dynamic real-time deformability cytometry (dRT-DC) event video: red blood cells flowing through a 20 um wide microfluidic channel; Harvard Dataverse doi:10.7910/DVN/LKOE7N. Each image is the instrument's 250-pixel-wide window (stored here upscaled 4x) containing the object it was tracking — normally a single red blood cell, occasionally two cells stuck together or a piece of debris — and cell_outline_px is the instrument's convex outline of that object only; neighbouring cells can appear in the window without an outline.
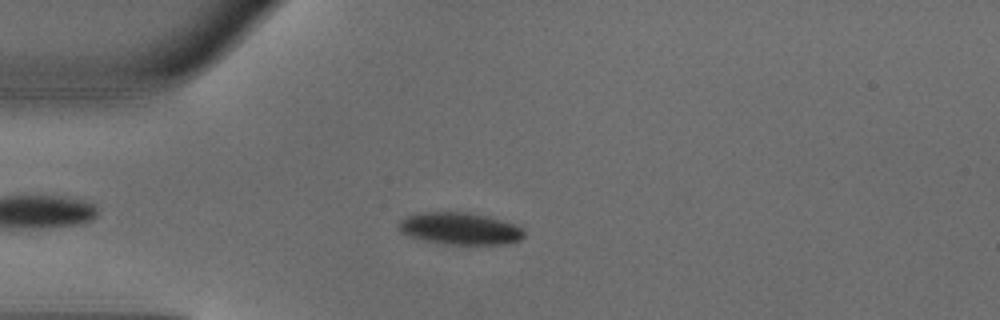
{"species": "common noctule bat (a hibernating species)", "species_latin": "Nyctalus noctula", "temperature_condition": "warm", "stored_images_in_passage": 44, "camera_frame_rate_fps": 3000, "um_per_image_px": 0.085, "animal": {"sex": "male", "body_mass_g": 18.8}, "frame": {"image": 1, "passage_image": 8, "time_ms": 2.333, "image_size_px": [1000, 320], "cell_outline_px": [[524, 236], [520, 240], [504, 244], [448, 244], [424, 240], [400, 232], [400, 220], [408, 216], [420, 212], [468, 212], [488, 216], [516, 224], [524, 232]], "centroid_in_image_um": [39.13, 19.42], "position_along_channel_um": 45.9, "area_um2": 23.18}}
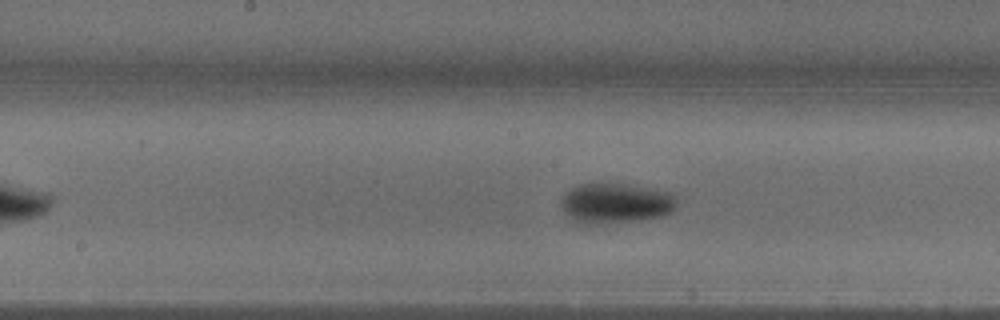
{"frame": {"image": 2, "passage_image": 20, "time_ms": 6.333, "image_size_px": [1000, 320], "cell_outline_px": [[676, 204], [672, 212], [664, 216], [636, 220], [596, 224], [588, 224], [572, 220], [564, 212], [560, 204], [560, 200], [564, 192], [580, 184], [592, 180], [624, 184], [672, 192], [676, 196]], "centroid_in_image_um": [52.29, 17.23], "position_along_channel_um": 195.9, "area_um2": 27.69}}
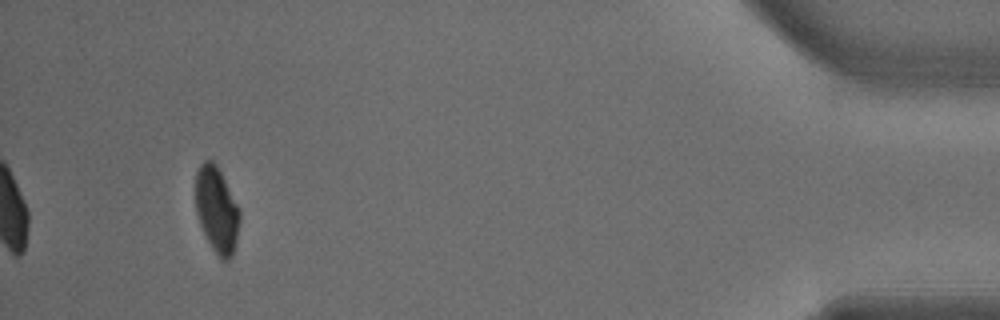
{"frame": {"image": 3, "passage_image": 41, "time_ms": 13.333, "image_size_px": [1000, 320], "cell_outline_px": [[240, 220], [236, 244], [232, 256], [228, 260], [220, 260], [212, 248], [200, 224], [196, 212], [196, 172], [200, 164], [204, 160], [212, 160], [216, 164], [240, 208]], "centroid_in_image_um": [18.44, 17.84], "position_along_channel_um": 416.8, "area_um2": 22.14}, "authors_computed_cell_mechanics": {"area_um2": 24.4494, "velocity_mm_per_s": 4.1506, "shape_relaxation_time_tau1_ms": 2.4037, "shape_relaxation_time_tau2_ms": null, "deformation_change_tau1": 0.1271, "deformation_change_tau2": null}}